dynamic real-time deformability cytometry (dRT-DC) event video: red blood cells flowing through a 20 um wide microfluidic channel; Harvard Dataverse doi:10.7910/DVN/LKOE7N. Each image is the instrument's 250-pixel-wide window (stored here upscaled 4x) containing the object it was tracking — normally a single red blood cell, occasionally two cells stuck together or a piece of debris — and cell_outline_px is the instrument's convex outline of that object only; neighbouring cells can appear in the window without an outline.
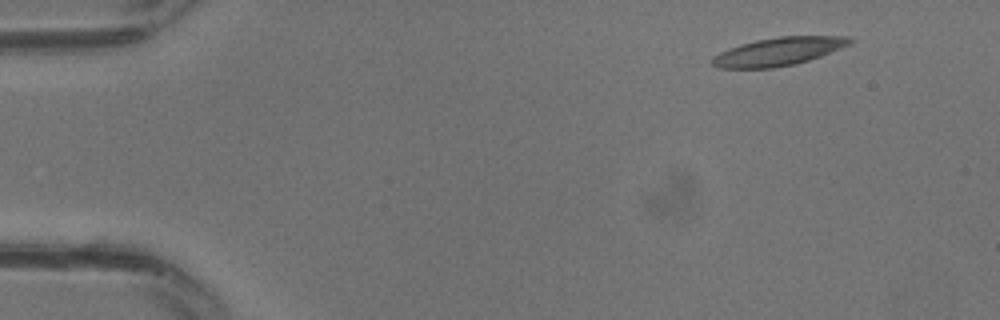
{"species": "common noctule bat (a hibernating species)", "species_latin": "Nyctalus noctula", "temperature_condition": "warm", "stored_images_in_passage": 15, "camera_frame_rate_fps": 3000, "um_per_image_px": 0.085, "animal": {"sex": "male", "body_mass_g": 13.3}, "frame": {"image": 1, "passage_image": 1, "time_ms": 0.0, "image_size_px": [1000, 320], "cell_outline_px": [[856, 40], [852, 44], [820, 56], [796, 64], [772, 68], [716, 68], [712, 64], [712, 56], [720, 52], [740, 44], [756, 40], [780, 36], [852, 36]], "centroid_in_image_um": [66.21, 4.37], "position_along_channel_um": 18.8, "area_um2": 22.72}}
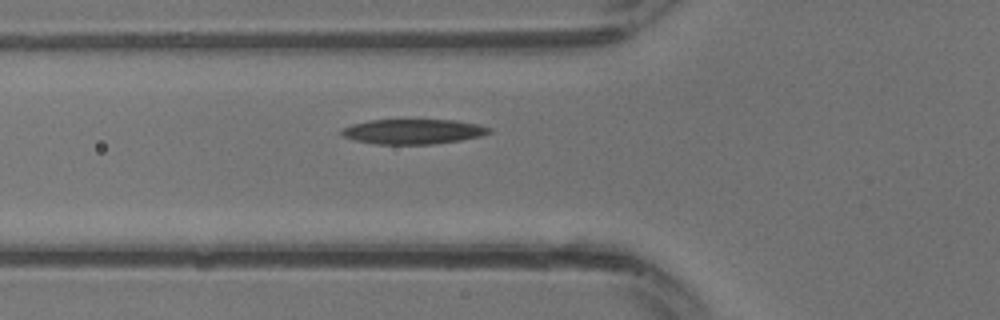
{"frame": {"image": 2, "passage_image": 9, "time_ms": 2.667, "image_size_px": [1000, 320], "cell_outline_px": [[492, 132], [484, 136], [436, 144], [376, 144], [356, 140], [344, 136], [340, 132], [340, 128], [352, 124], [368, 120], [456, 120], [480, 124], [492, 128]], "centroid_in_image_um": [35.17, 11.18], "position_along_channel_um": 90.6, "area_um2": 21.68}}
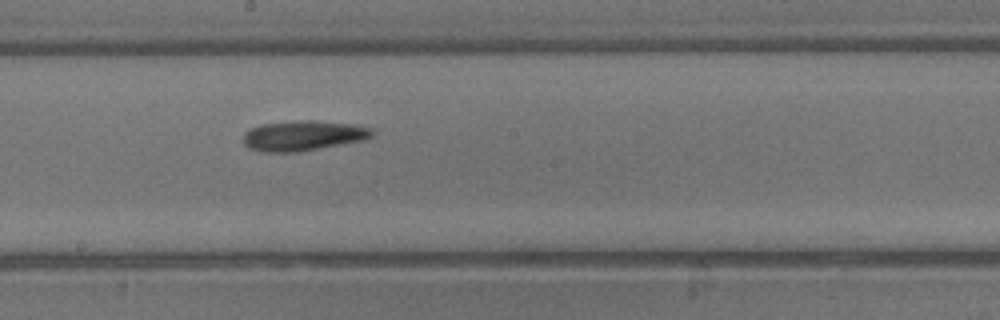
{"frame": {"image": 3, "passage_image": 15, "time_ms": 4.667, "image_size_px": [1000, 320], "cell_outline_px": [[376, 132], [372, 136], [364, 140], [320, 148], [296, 152], [260, 152], [248, 148], [244, 144], [244, 132], [260, 124], [304, 120], [312, 120], [356, 124], [372, 128]], "centroid_in_image_um": [25.79, 11.53], "position_along_channel_um": 222.4, "area_um2": 22.77}}